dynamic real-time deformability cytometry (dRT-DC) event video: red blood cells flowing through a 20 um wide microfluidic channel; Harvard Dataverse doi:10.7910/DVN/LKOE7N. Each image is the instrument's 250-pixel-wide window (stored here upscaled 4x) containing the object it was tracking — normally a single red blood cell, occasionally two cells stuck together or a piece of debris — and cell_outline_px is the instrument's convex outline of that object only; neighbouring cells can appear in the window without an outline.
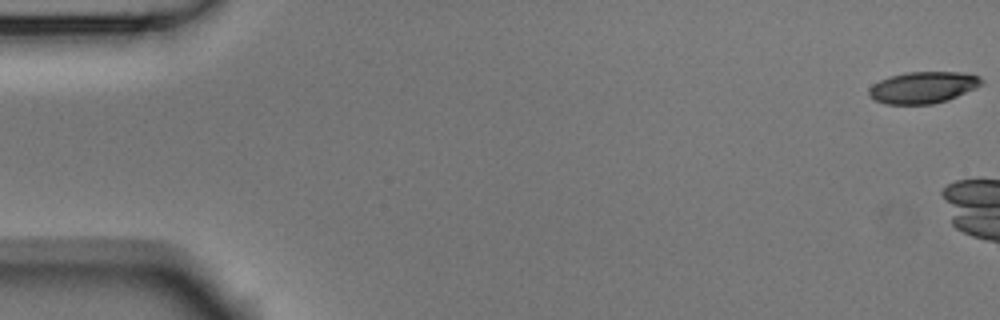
{"species": "Egyptian fruit bat (a non-hibernating species)", "species_latin": "Rousettus aegyptiacus", "temperature_condition": "room temperature", "stored_images_in_passage": 8, "camera_frame_rate_fps": 3000, "um_per_image_px": 0.085, "animal": {"sex": "male"}, "frame": {"image": 1, "passage_image": 1, "time_ms": 0.0, "image_size_px": [1000, 320], "cell_outline_px": [[984, 84], [976, 88], [948, 100], [932, 104], [884, 104], [872, 100], [868, 96], [868, 88], [872, 84], [888, 76], [904, 72], [964, 72], [980, 76], [984, 80]], "centroid_in_image_um": [78.44, 7.43], "position_along_channel_um": 6.6, "area_um2": 21.21}}